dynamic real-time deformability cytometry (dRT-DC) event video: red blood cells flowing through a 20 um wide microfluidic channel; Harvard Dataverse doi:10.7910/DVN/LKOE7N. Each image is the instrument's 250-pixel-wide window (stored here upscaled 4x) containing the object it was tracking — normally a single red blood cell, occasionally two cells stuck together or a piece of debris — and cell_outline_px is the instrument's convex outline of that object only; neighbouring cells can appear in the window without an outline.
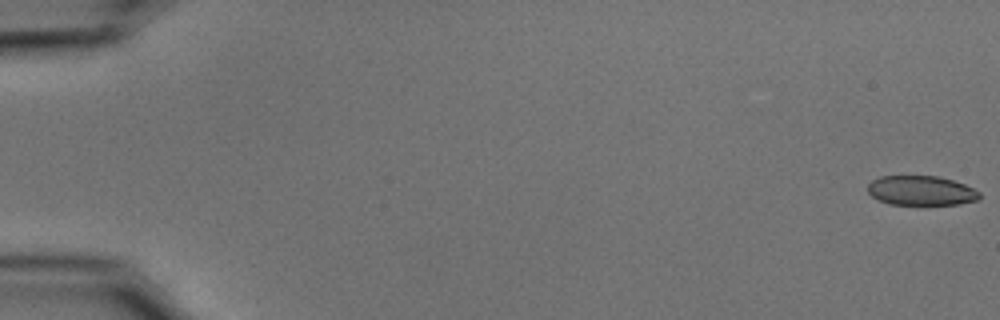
{"species": "common noctule bat (a hibernating species)", "species_latin": "Nyctalus noctula", "temperature_condition": "cold", "stored_images_in_passage": 17, "camera_frame_rate_fps": 3000, "um_per_image_px": 0.085, "animal": {"sex": "male", "body_mass_g": 15.6}, "frame": {"image": 1, "passage_image": 1, "time_ms": 0.0, "image_size_px": [1000, 320], "cell_outline_px": [[980, 196], [976, 200], [960, 204], [888, 204], [872, 196], [868, 192], [868, 184], [872, 180], [880, 176], [936, 176], [952, 180], [964, 184], [980, 192]], "centroid_in_image_um": [78.28, 16.19], "position_along_channel_um": 6.7, "area_um2": 19.07}}
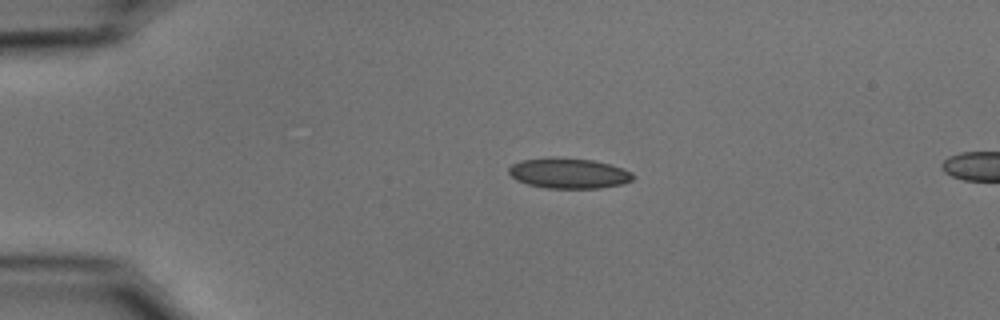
{"frame": {"image": 2, "passage_image": 13, "time_ms": 4.0, "image_size_px": [1000, 320], "cell_outline_px": [[632, 180], [624, 184], [600, 188], [548, 188], [528, 184], [516, 180], [508, 172], [508, 168], [512, 164], [520, 160], [548, 156], [556, 156], [592, 160], [612, 164], [632, 172]], "centroid_in_image_um": [48.32, 14.7], "position_along_channel_um": 36.7, "area_um2": 22.31}}